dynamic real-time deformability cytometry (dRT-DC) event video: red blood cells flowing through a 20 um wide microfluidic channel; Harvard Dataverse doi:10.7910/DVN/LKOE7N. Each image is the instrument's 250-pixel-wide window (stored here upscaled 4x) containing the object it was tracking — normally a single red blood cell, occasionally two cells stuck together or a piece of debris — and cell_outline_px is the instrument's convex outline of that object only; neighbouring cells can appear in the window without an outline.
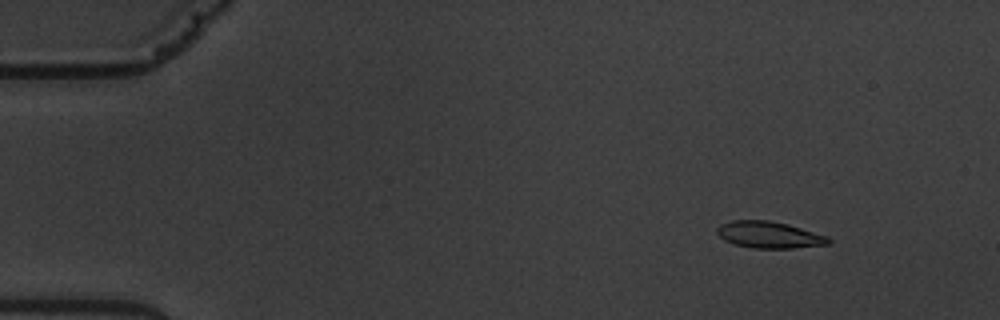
{"species": "common noctule bat (a hibernating species)", "species_latin": "Nyctalus noctula", "temperature_condition": "warm", "stored_images_in_passage": 4, "camera_frame_rate_fps": 3000, "um_per_image_px": 0.085, "animal": {"sex": "male", "body_mass_g": 19.5, "forearm_length_mm": 54.6}, "frame": {"image": 1, "passage_image": 2, "time_ms": 1.0, "image_size_px": [1000, 320], "cell_outline_px": [[832, 244], [792, 248], [752, 248], [736, 244], [724, 240], [716, 232], [716, 228], [720, 224], [732, 220], [768, 220], [788, 224], [828, 236], [832, 240]], "centroid_in_image_um": [65.4, 19.95], "position_along_channel_um": 19.6, "area_um2": 17.4}}